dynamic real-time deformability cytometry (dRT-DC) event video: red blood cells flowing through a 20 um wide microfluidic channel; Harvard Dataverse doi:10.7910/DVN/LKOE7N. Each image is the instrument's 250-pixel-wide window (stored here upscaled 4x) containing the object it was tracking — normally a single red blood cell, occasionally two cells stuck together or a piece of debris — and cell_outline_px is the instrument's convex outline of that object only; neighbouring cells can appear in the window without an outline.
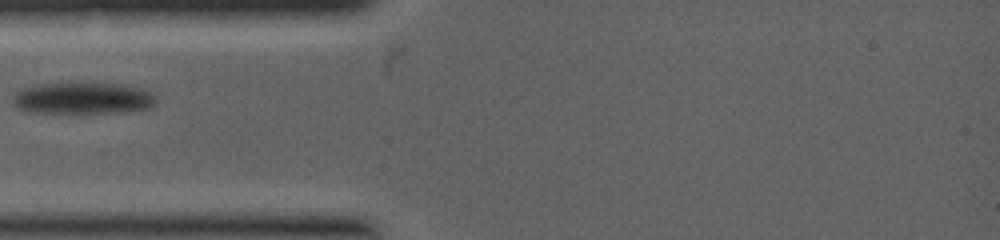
{"species": "common noctule bat (a hibernating species)", "species_latin": "Nyctalus noctula", "temperature_condition": "warm", "stored_images_in_passage": 6, "camera_frame_rate_fps": 5000, "um_per_image_px": 0.085, "animal": {"sex": "female", "body_mass_g": 19.0, "forearm_length_mm": 53.3}, "frame": {"image": 1, "passage_image": 1, "time_ms": 0.0, "image_size_px": [1000, 240], "cell_outline_px": [[156, 104], [148, 108], [124, 112], [80, 116], [24, 112], [16, 108], [12, 104], [12, 96], [20, 88], [40, 84], [88, 80], [120, 84], [144, 88], [156, 92]], "centroid_in_image_um": [7.02, 8.36], "position_along_channel_um": 78.0, "area_um2": 29.13}}
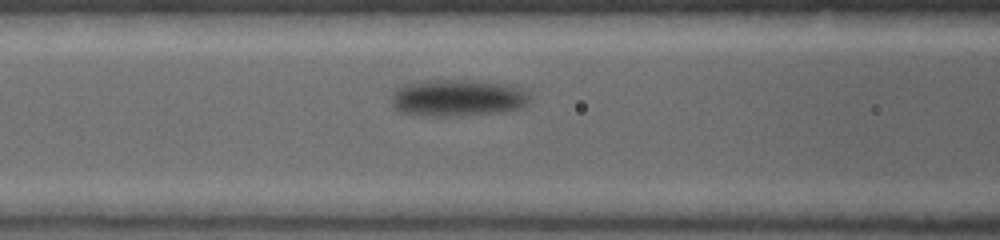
{"frame": {"image": 2, "passage_image": 3, "time_ms": 0.8, "image_size_px": [1000, 240], "cell_outline_px": [[528, 100], [520, 108], [504, 112], [460, 116], [424, 116], [400, 112], [392, 108], [392, 92], [396, 88], [404, 84], [428, 80], [468, 80], [516, 84], [528, 96]], "centroid_in_image_um": [38.86, 8.32], "position_along_channel_um": 127.7, "area_um2": 30.11}}
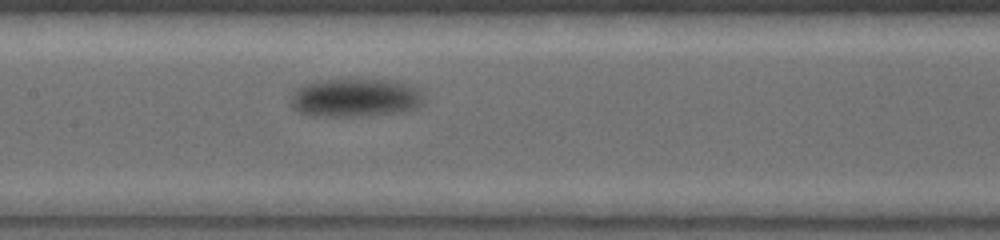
{"frame": {"image": 3, "passage_image": 6, "time_ms": 1.6, "image_size_px": [1000, 240], "cell_outline_px": [[424, 104], [416, 108], [404, 112], [368, 116], [320, 116], [296, 112], [292, 108], [292, 96], [296, 88], [304, 84], [320, 80], [376, 80], [416, 84], [420, 88], [424, 96]], "centroid_in_image_um": [30.27, 8.32], "position_along_channel_um": 177.1, "area_um2": 30.17}}